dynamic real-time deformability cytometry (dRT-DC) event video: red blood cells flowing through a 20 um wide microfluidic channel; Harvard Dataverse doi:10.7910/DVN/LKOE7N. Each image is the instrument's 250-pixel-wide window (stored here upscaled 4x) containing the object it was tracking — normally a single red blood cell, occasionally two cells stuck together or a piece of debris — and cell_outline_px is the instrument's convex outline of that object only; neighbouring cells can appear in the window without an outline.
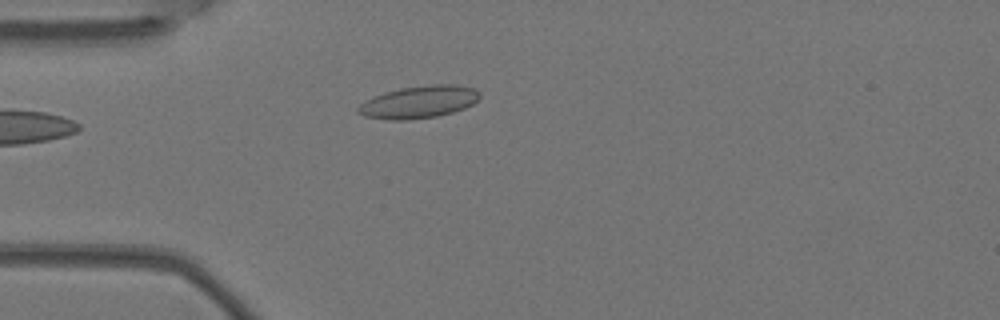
{"species": "Egyptian fruit bat (a non-hibernating species)", "species_latin": "Rousettus aegyptiacus", "temperature_condition": "warm", "stored_images_in_passage": 5, "camera_frame_rate_fps": 3000, "um_per_image_px": 0.085, "animal": {"sex": "female"}, "frame": {"image": 1, "passage_image": 4, "time_ms": 1.0, "image_size_px": [1000, 320], "cell_outline_px": [[480, 96], [472, 104], [464, 108], [452, 112], [436, 116], [404, 120], [392, 120], [364, 116], [356, 112], [356, 108], [364, 100], [372, 96], [384, 92], [400, 88], [432, 84], [456, 84], [476, 88], [480, 92]], "centroid_in_image_um": [35.58, 8.65], "position_along_channel_um": 49.4, "area_um2": 23.06}}